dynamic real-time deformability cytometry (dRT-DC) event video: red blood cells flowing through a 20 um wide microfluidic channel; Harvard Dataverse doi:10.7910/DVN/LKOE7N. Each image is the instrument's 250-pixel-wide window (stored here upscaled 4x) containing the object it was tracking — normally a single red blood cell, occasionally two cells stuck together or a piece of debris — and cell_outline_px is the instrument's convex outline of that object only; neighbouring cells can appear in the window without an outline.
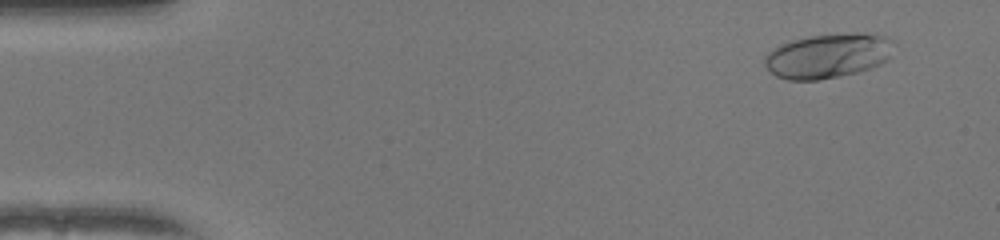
{"species": "human", "species_latin": "Homo sapiens", "temperature_condition": "warm", "stored_images_in_passage": 52, "camera_frame_rate_fps": 3000, "um_per_image_px": 0.085, "donor": {"sex": "female"}, "frame": {"image": 1, "passage_image": 4, "time_ms": 1.0, "image_size_px": [1000, 240], "cell_outline_px": [[896, 44], [888, 56], [880, 64], [872, 68], [840, 76], [816, 80], [788, 80], [776, 76], [764, 64], [764, 56], [768, 52], [780, 44], [792, 40], [808, 36], [860, 32], [864, 32], [888, 36]], "centroid_in_image_um": [70.39, 4.72], "position_along_channel_um": 14.6, "area_um2": 33.7}}
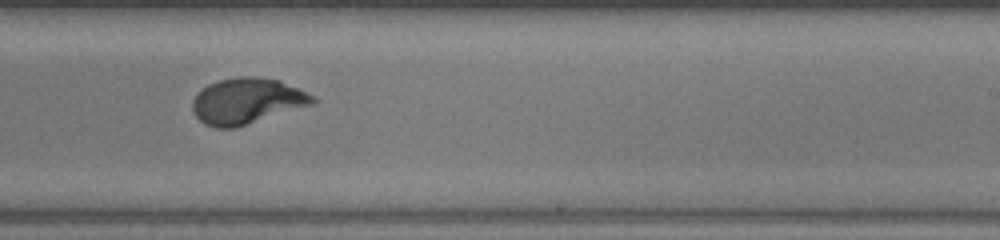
{"frame": {"image": 2, "passage_image": 32, "time_ms": 10.333, "image_size_px": [1000, 240], "cell_outline_px": [[320, 100], [312, 104], [236, 128], [216, 128], [204, 124], [192, 112], [192, 100], [196, 92], [208, 84], [220, 80], [240, 76], [252, 76], [280, 80]], "centroid_in_image_um": [20.93, 8.59], "position_along_channel_um": 268.1, "area_um2": 32.08}}
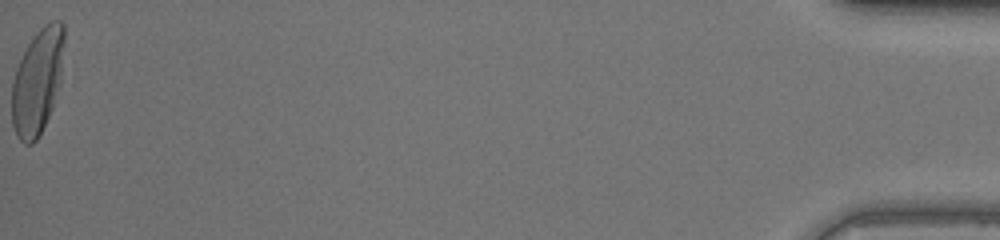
{"frame": {"image": 3, "passage_image": 52, "time_ms": 17.0, "image_size_px": [1000, 240], "cell_outline_px": [[64, 40], [60, 84], [52, 108], [36, 140], [32, 144], [24, 144], [16, 136], [12, 124], [12, 80], [16, 68], [28, 44], [36, 32], [44, 24], [52, 20], [60, 20], [64, 24]], "centroid_in_image_um": [3.18, 6.91], "position_along_channel_um": 432.0, "area_um2": 32.08}, "authors_computed_cell_mechanics": {"area_um2": 31.3854, "velocity_mm_per_s": 4.0409, "shape_relaxation_time_tau1_ms": 3.8517, "shape_relaxation_time_tau2_ms": null, "deformation_change_tau1": 0.2156, "deformation_change_tau2": null}}